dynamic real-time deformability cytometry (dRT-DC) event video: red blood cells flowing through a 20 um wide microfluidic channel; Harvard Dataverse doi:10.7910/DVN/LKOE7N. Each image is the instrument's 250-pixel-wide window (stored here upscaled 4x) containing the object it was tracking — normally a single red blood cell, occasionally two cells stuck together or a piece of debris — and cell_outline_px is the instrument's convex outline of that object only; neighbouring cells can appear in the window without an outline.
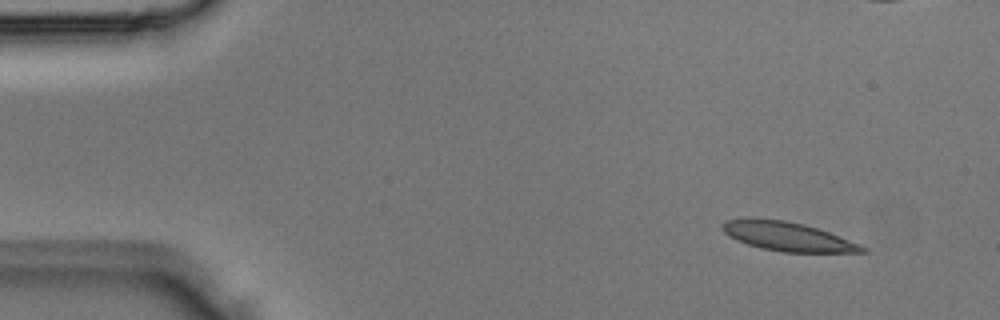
{"species": "Egyptian fruit bat (a non-hibernating species)", "species_latin": "Rousettus aegyptiacus", "temperature_condition": "room temperature", "stored_images_in_passage": 4, "camera_frame_rate_fps": 3000, "um_per_image_px": 0.085, "animal": {"sex": "male"}, "frame": {"image": 1, "passage_image": 1, "time_ms": 0.0, "image_size_px": [1000, 320], "cell_outline_px": [[868, 252], [780, 252], [760, 248], [736, 240], [728, 236], [724, 232], [724, 224], [728, 220], [748, 216], [784, 220], [804, 224], [828, 232], [860, 244], [868, 248]], "centroid_in_image_um": [66.93, 20.09], "position_along_channel_um": 18.1, "area_um2": 23.7}}